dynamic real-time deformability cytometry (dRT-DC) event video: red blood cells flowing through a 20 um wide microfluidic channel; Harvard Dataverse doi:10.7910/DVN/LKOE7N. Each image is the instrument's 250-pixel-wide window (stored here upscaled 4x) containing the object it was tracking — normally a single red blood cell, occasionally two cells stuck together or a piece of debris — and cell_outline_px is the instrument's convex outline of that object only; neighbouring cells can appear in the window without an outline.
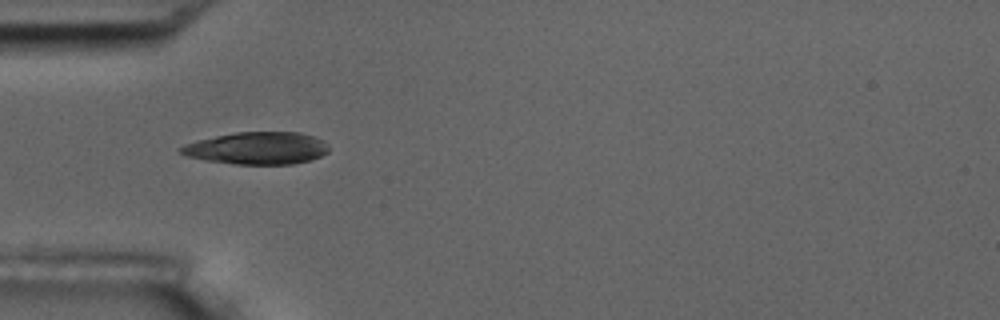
{"species": "common noctule bat (a hibernating species)", "species_latin": "Nyctalus noctula", "temperature_condition": "room temperature", "stored_images_in_passage": 5, "camera_frame_rate_fps": 3000, "um_per_image_px": 0.085, "animal": {"sex": "male", "body_mass_g": 17.5, "forearm_length_mm": 52.3}, "frame": {"image": 1, "passage_image": 5, "time_ms": 1.333, "image_size_px": [1000, 320], "cell_outline_px": [[328, 152], [312, 160], [292, 164], [232, 164], [204, 160], [188, 156], [180, 152], [176, 148], [184, 144], [196, 140], [236, 132], [300, 132], [324, 140], [328, 148]], "centroid_in_image_um": [21.84, 12.59], "position_along_channel_um": 63.2, "area_um2": 27.98}}